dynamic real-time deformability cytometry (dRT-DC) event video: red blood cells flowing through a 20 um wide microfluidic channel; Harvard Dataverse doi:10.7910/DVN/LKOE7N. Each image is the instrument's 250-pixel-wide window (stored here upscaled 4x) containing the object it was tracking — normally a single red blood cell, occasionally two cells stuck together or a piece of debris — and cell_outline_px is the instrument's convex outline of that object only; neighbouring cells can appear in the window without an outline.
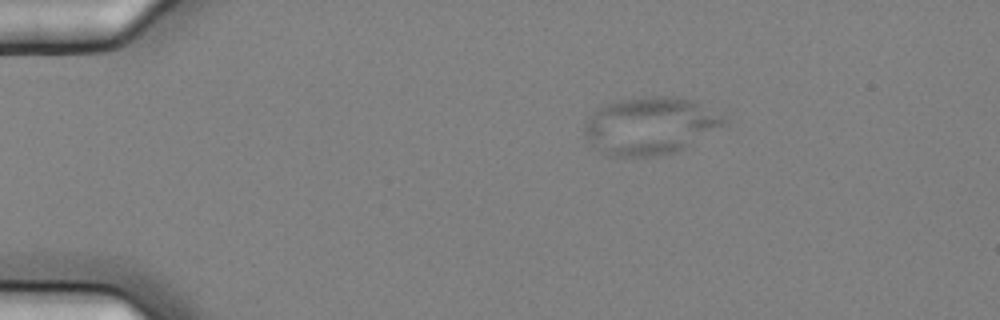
{"species": "common noctule bat (a hibernating species)", "species_latin": "Nyctalus noctula", "temperature_condition": "cold", "stored_images_in_passage": 7, "camera_frame_rate_fps": 3000, "um_per_image_px": 0.085, "animal": {"sex": "female", "body_mass_g": 25.1}, "frame": {"image": 1, "passage_image": 1, "time_ms": 0.0, "image_size_px": [1000, 320], "cell_outline_px": [[724, 120], [720, 124], [676, 152], [652, 156], [608, 156], [592, 144], [584, 132], [584, 128], [588, 116], [596, 108], [620, 100], [652, 96], [676, 96], [696, 100]], "centroid_in_image_um": [55.14, 10.67], "position_along_channel_um": 29.9, "area_um2": 45.26}}
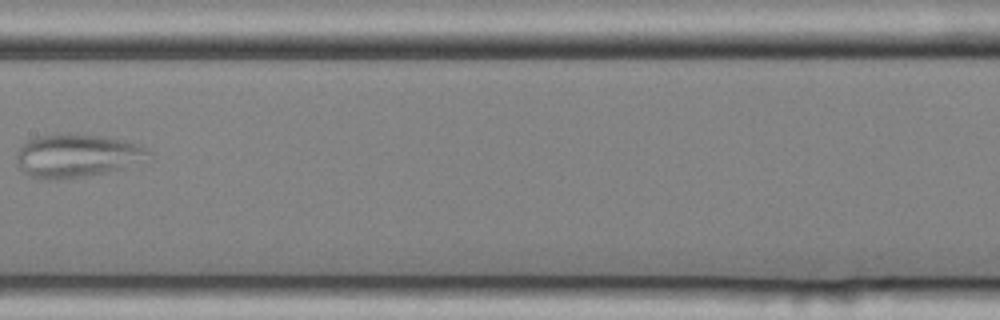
{"frame": {"image": 2, "passage_image": 6, "time_ms": 1.667, "image_size_px": [1000, 320], "cell_outline_px": [[152, 152], [128, 168], [84, 176], [52, 180], [40, 180], [24, 172], [16, 164], [16, 156], [20, 148], [28, 140], [40, 136], [104, 136], [124, 140], [140, 144], [148, 148]], "centroid_in_image_um": [6.55, 13.27], "position_along_channel_um": 200.9, "area_um2": 32.54}}
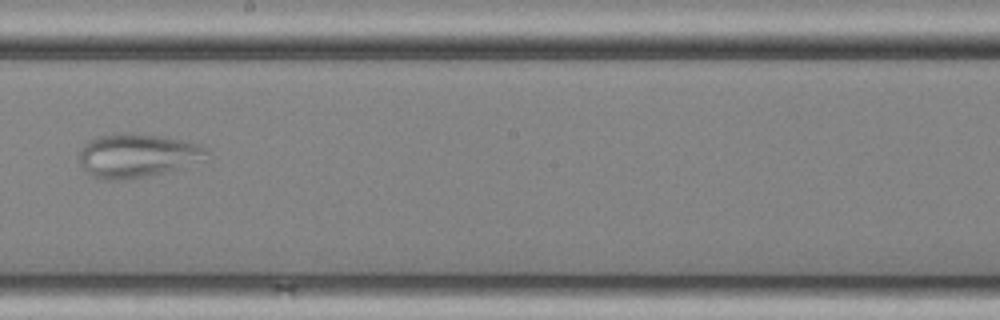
{"frame": {"image": 3, "passage_image": 7, "time_ms": 2.0, "image_size_px": [1000, 320], "cell_outline_px": [[212, 152], [180, 168], [164, 172], [144, 176], [112, 180], [108, 180], [92, 176], [80, 164], [80, 148], [88, 140], [96, 136], [120, 132], [128, 132], [164, 136], [200, 144]], "centroid_in_image_um": [11.62, 13.18], "position_along_channel_um": 236.6, "area_um2": 32.19}}